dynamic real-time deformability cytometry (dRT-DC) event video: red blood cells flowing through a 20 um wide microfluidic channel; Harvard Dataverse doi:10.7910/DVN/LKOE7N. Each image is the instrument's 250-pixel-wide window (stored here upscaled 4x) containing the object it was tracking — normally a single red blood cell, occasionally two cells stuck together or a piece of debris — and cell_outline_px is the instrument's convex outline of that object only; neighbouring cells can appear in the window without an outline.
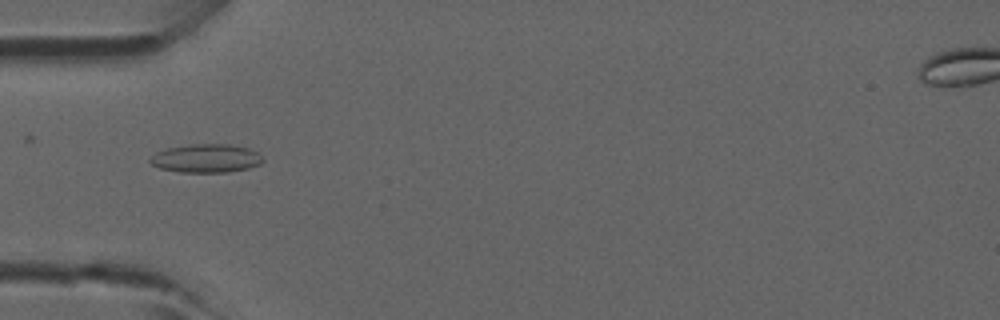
{"species": "common noctule bat (a hibernating species)", "species_latin": "Nyctalus noctula", "temperature_condition": "room temperature", "stored_images_in_passage": 32, "camera_frame_rate_fps": 3000, "um_per_image_px": 0.085, "animal": {"sex": "male", "forearm_length_mm": 52.5}, "frame": {"image": 1, "passage_image": 1, "time_ms": 0.0, "image_size_px": [1000, 320], "cell_outline_px": [[264, 160], [260, 164], [248, 168], [228, 172], [180, 172], [160, 168], [152, 164], [148, 160], [156, 152], [168, 148], [192, 144], [228, 144], [248, 148], [256, 152]], "centroid_in_image_um": [17.51, 13.46], "position_along_channel_um": 67.5, "area_um2": 18.55}}